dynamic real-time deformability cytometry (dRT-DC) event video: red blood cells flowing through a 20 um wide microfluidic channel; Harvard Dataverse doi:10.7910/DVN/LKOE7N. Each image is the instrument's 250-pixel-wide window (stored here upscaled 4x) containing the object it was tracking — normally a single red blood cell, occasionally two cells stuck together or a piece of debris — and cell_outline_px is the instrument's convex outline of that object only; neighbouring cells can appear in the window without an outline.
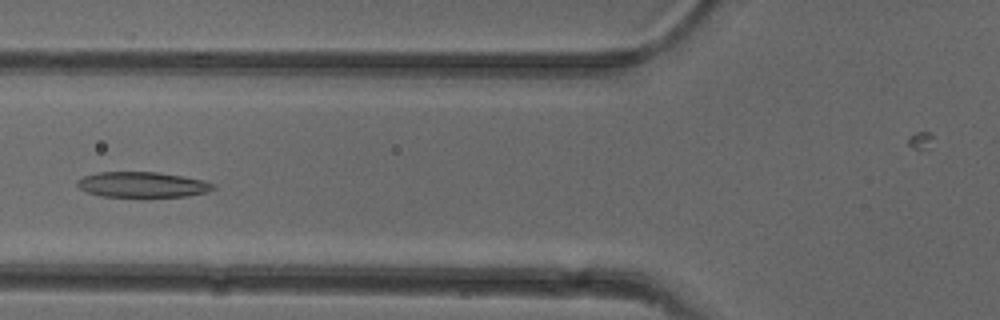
{"species": "common noctule bat (a hibernating species)", "species_latin": "Nyctalus noctula", "temperature_condition": "cold", "stored_images_in_passage": 6, "camera_frame_rate_fps": 3000, "um_per_image_px": 0.085, "animal": {"sex": "female"}, "frame": {"image": 1, "passage_image": 6, "time_ms": 6.333, "image_size_px": [1000, 320], "cell_outline_px": [[216, 188], [208, 192], [188, 196], [100, 196], [88, 192], [80, 188], [76, 184], [76, 180], [84, 176], [96, 172], [156, 172], [204, 180], [216, 184]], "centroid_in_image_um": [12.12, 15.69], "position_along_channel_um": 113.7, "area_um2": 20.06}}